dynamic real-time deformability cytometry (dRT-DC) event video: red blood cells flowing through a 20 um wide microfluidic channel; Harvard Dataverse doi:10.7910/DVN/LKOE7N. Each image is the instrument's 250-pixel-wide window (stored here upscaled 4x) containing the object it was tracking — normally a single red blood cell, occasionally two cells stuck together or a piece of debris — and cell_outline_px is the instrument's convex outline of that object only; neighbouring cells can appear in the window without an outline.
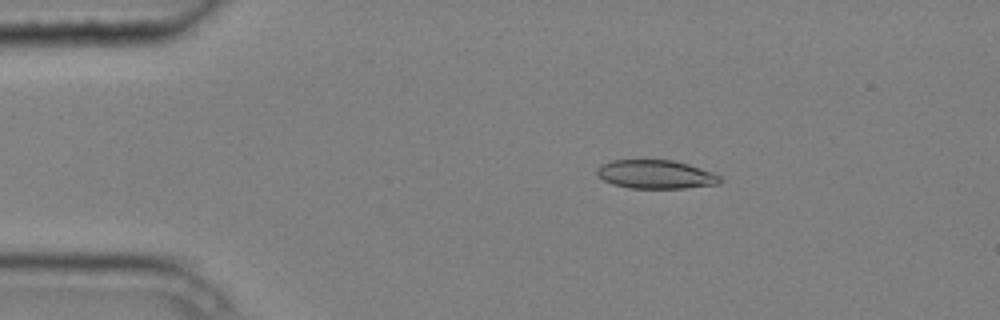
{"species": "common noctule bat (a hibernating species)", "species_latin": "Nyctalus noctula", "temperature_condition": "cold", "stored_images_in_passage": 10, "camera_frame_rate_fps": 3000, "um_per_image_px": 0.085, "animal": {"sex": "male", "body_mass_g": 20.4}, "frame": {"image": 1, "passage_image": 2, "time_ms": 0.333, "image_size_px": [1000, 320], "cell_outline_px": [[724, 180], [720, 184], [684, 188], [628, 188], [612, 184], [596, 176], [596, 168], [600, 164], [608, 160], [672, 160], [688, 164], [712, 172], [720, 176]], "centroid_in_image_um": [55.7, 14.82], "position_along_channel_um": 29.3, "area_um2": 20.81}}
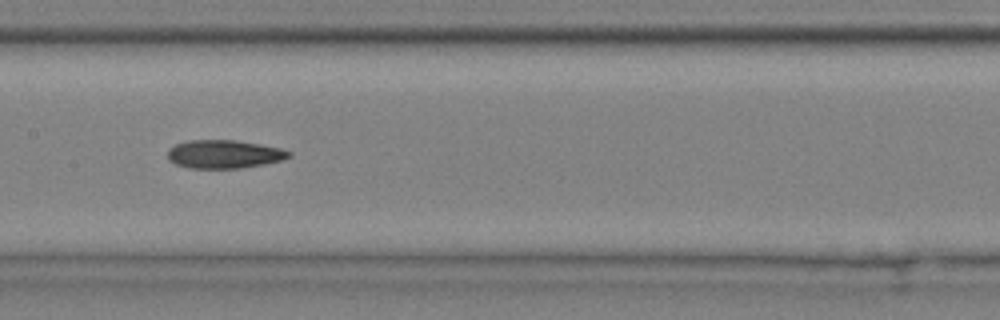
{"frame": {"image": 2, "passage_image": 7, "time_ms": 2.0, "image_size_px": [1000, 320], "cell_outline_px": [[292, 156], [284, 160], [264, 164], [240, 168], [188, 168], [176, 164], [168, 160], [168, 148], [176, 144], [188, 140], [236, 140], [260, 144], [280, 148], [292, 152]], "centroid_in_image_um": [19.06, 13.1], "position_along_channel_um": 188.3, "area_um2": 20.17}}
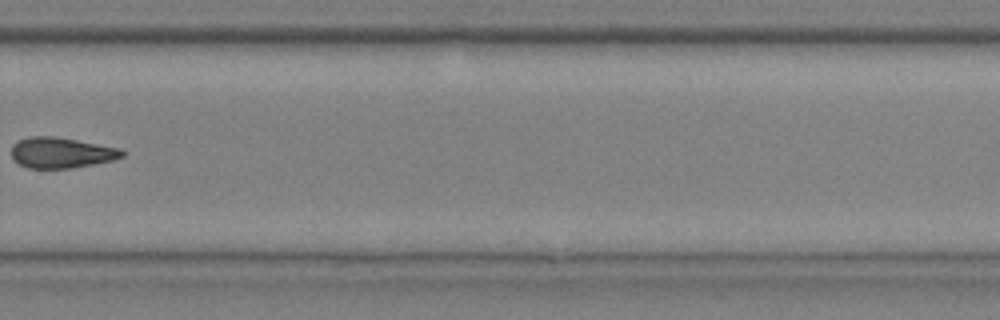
{"frame": {"image": 3, "passage_image": 10, "time_ms": 3.0, "image_size_px": [1000, 320], "cell_outline_px": [[128, 152], [124, 156], [112, 160], [72, 168], [28, 168], [20, 164], [12, 156], [12, 144], [28, 136], [56, 136], [120, 148]], "centroid_in_image_um": [5.24, 12.97], "position_along_channel_um": 324.6, "area_um2": 19.77}}